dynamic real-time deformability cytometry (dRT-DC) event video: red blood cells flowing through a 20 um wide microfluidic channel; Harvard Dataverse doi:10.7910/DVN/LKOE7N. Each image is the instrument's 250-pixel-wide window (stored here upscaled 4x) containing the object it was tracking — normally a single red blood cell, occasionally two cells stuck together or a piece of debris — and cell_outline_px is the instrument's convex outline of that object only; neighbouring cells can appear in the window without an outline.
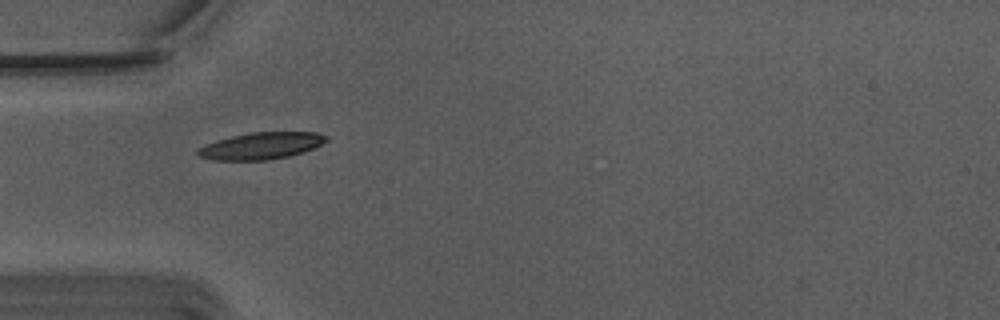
{"species": "Egyptian fruit bat (a non-hibernating species)", "species_latin": "Rousettus aegyptiacus", "temperature_condition": "warm", "stored_images_in_passage": 4, "camera_frame_rate_fps": 3000, "um_per_image_px": 0.085, "animal": {"sex": "male"}, "frame": {"image": 1, "passage_image": 1, "time_ms": 0.0, "image_size_px": [1000, 320], "cell_outline_px": [[328, 140], [312, 148], [288, 156], [268, 160], [212, 160], [196, 156], [196, 148], [204, 144], [216, 140], [232, 136], [252, 132], [316, 132], [328, 136]], "centroid_in_image_um": [22.11, 12.39], "position_along_channel_um": 62.9, "area_um2": 20.11}}